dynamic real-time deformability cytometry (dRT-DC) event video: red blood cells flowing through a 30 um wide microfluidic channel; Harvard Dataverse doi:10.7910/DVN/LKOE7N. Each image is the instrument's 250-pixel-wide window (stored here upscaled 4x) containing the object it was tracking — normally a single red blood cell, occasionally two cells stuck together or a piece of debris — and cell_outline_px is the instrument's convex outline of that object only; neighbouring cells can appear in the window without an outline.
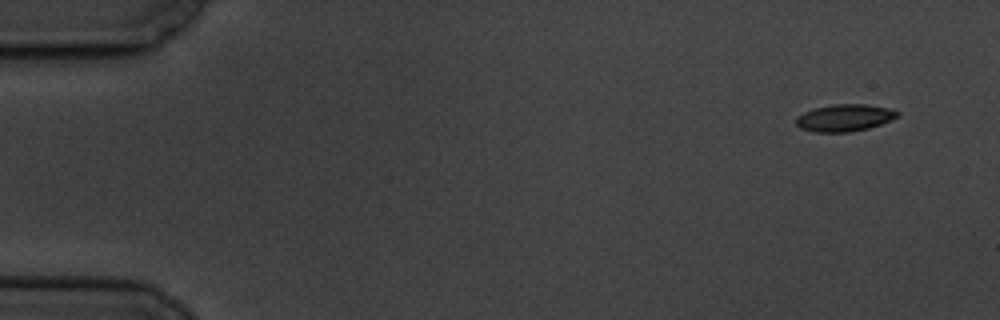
{"species": "common noctule bat (a hibernating species)", "species_latin": "Nyctalus noctula", "temperature_condition": "cold", "stored_images_in_passage": 6, "segment_of_instrument_passage": [1, 2], "camera_frame_rate_fps": 3000, "um_per_image_px": 0.085, "animal": {"sex": "male", "body_mass_g": 19.5, "forearm_length_mm": 54.6}, "frame": {"image": 1, "passage_image": 1, "time_ms": 0.0, "image_size_px": [1000, 320], "cell_outline_px": [[900, 116], [880, 124], [868, 128], [852, 132], [816, 132], [800, 128], [796, 124], [796, 116], [804, 112], [816, 108], [832, 104], [864, 104], [888, 108], [900, 112]], "centroid_in_image_um": [71.79, 10.01], "position_along_channel_um": 13.2, "area_um2": 15.95}}
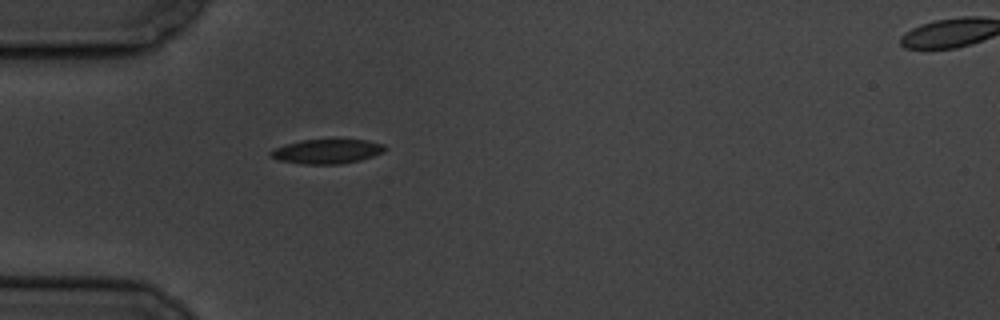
{"frame": {"image": 2, "passage_image": 5, "time_ms": 4.667, "image_size_px": [1000, 320], "cell_outline_px": [[388, 148], [384, 152], [360, 160], [340, 164], [304, 164], [280, 160], [272, 156], [268, 152], [276, 148], [300, 140], [368, 140], [384, 144]], "centroid_in_image_um": [27.86, 12.87], "position_along_channel_um": 57.1, "area_um2": 16.07}}